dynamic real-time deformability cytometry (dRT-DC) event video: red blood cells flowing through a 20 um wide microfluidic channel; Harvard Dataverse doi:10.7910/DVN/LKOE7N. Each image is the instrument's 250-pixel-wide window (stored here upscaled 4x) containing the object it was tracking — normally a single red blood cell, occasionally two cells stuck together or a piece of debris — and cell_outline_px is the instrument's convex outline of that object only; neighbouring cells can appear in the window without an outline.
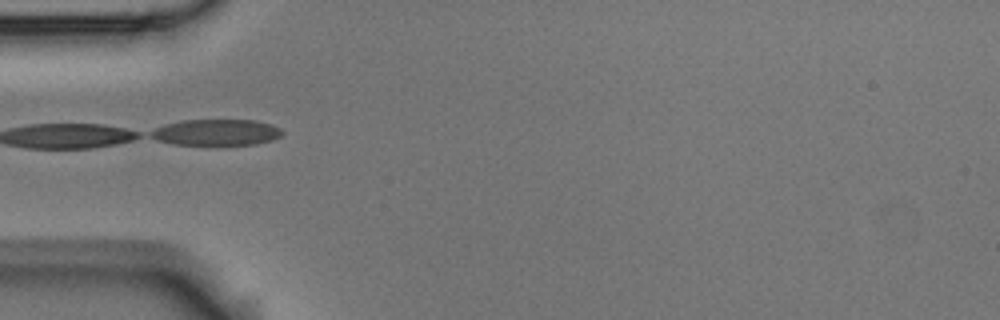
{"species": "Egyptian fruit bat (a non-hibernating species)", "species_latin": "Rousettus aegyptiacus", "temperature_condition": "room temperature", "stored_images_in_passage": 11, "camera_frame_rate_fps": 3000, "um_per_image_px": 0.085, "animal": {"sex": "male"}, "frame": {"image": 1, "passage_image": 4, "time_ms": 1.0, "image_size_px": [1000, 320], "cell_outline_px": [[284, 132], [280, 136], [272, 140], [256, 144], [176, 144], [156, 140], [148, 136], [148, 132], [164, 124], [180, 120], [256, 120], [272, 124], [280, 128]], "centroid_in_image_um": [18.37, 11.23], "position_along_channel_um": 66.6, "area_um2": 20.06}}
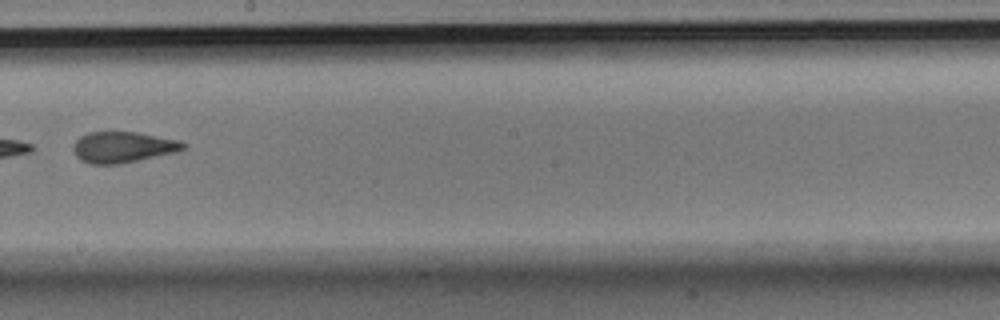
{"frame": {"image": 2, "passage_image": 8, "time_ms": 2.333, "image_size_px": [1000, 320], "cell_outline_px": [[188, 148], [176, 152], [120, 164], [88, 164], [80, 160], [76, 156], [72, 148], [72, 144], [80, 136], [88, 132], [136, 132], [180, 140], [188, 144]], "centroid_in_image_um": [10.45, 12.51], "position_along_channel_um": 237.7, "area_um2": 20.11}}
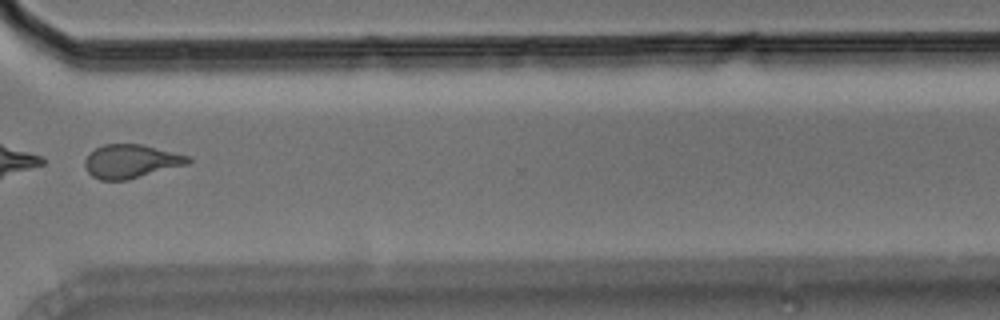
{"frame": {"image": 3, "passage_image": 11, "time_ms": 3.333, "image_size_px": [1000, 320], "cell_outline_px": [[192, 160], [188, 164], [128, 180], [100, 180], [92, 176], [88, 172], [84, 164], [84, 160], [96, 148], [104, 144], [140, 144], [192, 156]], "centroid_in_image_um": [11.16, 13.72], "position_along_channel_um": 359.4, "area_um2": 20.23}}